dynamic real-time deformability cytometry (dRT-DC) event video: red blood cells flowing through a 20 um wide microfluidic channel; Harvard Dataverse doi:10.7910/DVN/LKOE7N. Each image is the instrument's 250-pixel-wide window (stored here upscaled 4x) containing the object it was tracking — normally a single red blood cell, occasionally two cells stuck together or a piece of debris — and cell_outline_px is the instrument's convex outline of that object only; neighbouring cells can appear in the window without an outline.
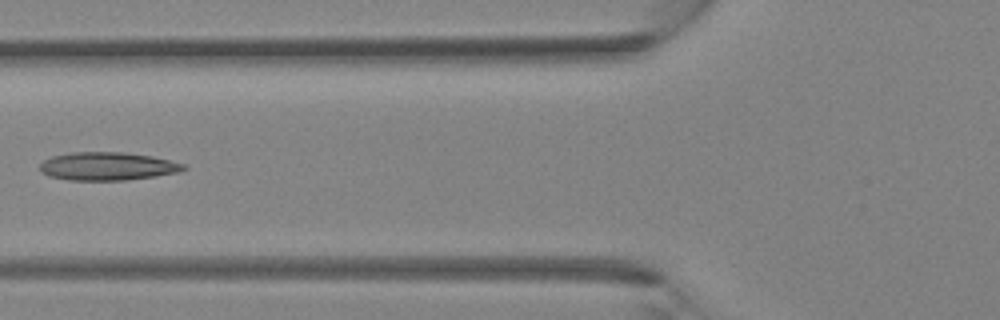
{"species": "Egyptian fruit bat (a non-hibernating species)", "species_latin": "Rousettus aegyptiacus", "temperature_condition": "room temperature", "stored_images_in_passage": 4, "camera_frame_rate_fps": 3000, "um_per_image_px": 0.085, "animal": {"sex": "female"}, "frame": {"image": 1, "passage_image": 4, "time_ms": 3.333, "image_size_px": [1000, 320], "cell_outline_px": [[188, 168], [176, 172], [156, 176], [128, 180], [68, 180], [48, 176], [40, 172], [40, 164], [44, 160], [52, 156], [72, 152], [124, 152], [152, 156], [184, 164]], "centroid_in_image_um": [9.1, 14.13], "position_along_channel_um": 116.7, "area_um2": 23.58}}